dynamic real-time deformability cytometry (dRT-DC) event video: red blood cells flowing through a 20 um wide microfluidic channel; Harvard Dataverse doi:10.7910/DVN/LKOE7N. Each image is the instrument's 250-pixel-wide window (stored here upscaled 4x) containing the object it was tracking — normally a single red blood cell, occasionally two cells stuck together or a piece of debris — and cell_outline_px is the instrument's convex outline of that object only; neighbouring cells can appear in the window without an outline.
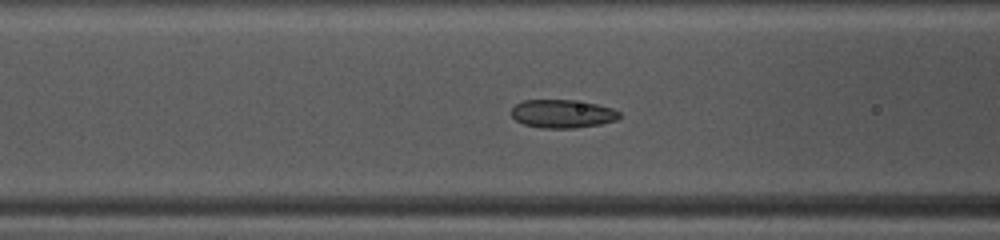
{"species": "common noctule bat (a hibernating species)", "species_latin": "Nyctalus noctula", "temperature_condition": "warm", "stored_images_in_passage": 39, "camera_frame_rate_fps": 3000, "um_per_image_px": 0.085, "animal": {"sex": "female", "body_mass_g": 10.0, "forearm_length_mm": 53.1}, "frame": {"image": 1, "passage_image": 9, "time_ms": 2.667, "image_size_px": [1000, 240], "cell_outline_px": [[620, 116], [616, 120], [600, 124], [576, 128], [540, 128], [524, 124], [516, 120], [512, 116], [512, 108], [516, 104], [524, 100], [572, 100], [596, 104], [612, 108], [620, 112]], "centroid_in_image_um": [47.81, 9.67], "position_along_channel_um": 118.8, "area_um2": 17.74}}
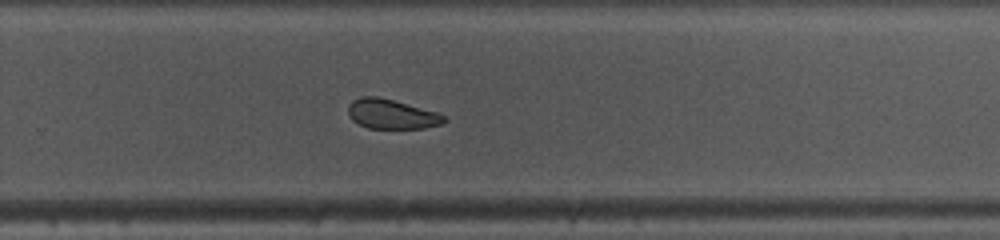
{"frame": {"image": 2, "passage_image": 22, "time_ms": 7.0, "image_size_px": [1000, 240], "cell_outline_px": [[448, 120], [440, 124], [424, 128], [368, 128], [352, 120], [348, 116], [348, 104], [352, 100], [360, 96], [376, 96], [392, 100], [436, 112], [444, 116]], "centroid_in_image_um": [33.23, 9.69], "position_along_channel_um": 296.6, "area_um2": 16.42}}
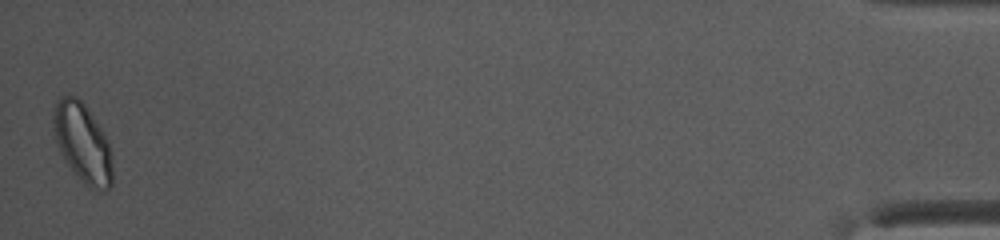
{"frame": {"image": 3, "passage_image": 39, "time_ms": 12.667, "image_size_px": [1000, 240], "cell_outline_px": [[112, 184], [108, 188], [88, 188], [68, 164], [60, 152], [56, 140], [52, 124], [52, 116], [56, 104], [60, 96], [76, 96], [84, 104], [108, 140], [112, 156]], "centroid_in_image_um": [7.01, 12.13], "position_along_channel_um": 428.2, "area_um2": 26.76}, "authors_computed_cell_mechanics": {"area_um2": 18.1492, "velocity_mm_per_s": 4.0983, "shape_relaxation_time_tau1_ms": 9.1681, "shape_relaxation_time_tau2_ms": 2.1844, "deformation_change_tau1": 0.1468, "deformation_change_tau2": 0.0754}}